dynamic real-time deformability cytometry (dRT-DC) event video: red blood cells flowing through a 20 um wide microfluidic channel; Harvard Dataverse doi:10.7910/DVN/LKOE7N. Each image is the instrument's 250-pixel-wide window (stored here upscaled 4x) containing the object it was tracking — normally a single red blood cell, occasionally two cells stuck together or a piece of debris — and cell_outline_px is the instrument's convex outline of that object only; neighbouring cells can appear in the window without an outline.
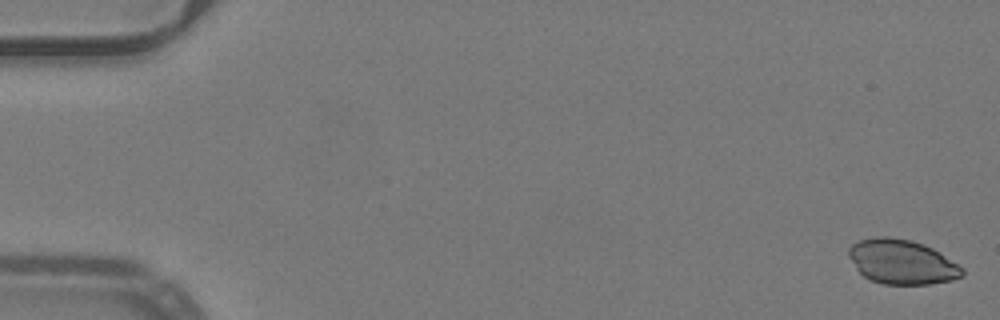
{"species": "common noctule bat (a hibernating species)", "species_latin": "Nyctalus noctula", "temperature_condition": "warm", "stored_images_in_passage": 51, "camera_frame_rate_fps": 3000, "um_per_image_px": 0.085, "animal": {"sex": "male", "body_mass_g": 19.2, "forearm_length_mm": 51.8}, "frame": {"image": 1, "passage_image": 1, "time_ms": 0.0, "image_size_px": [1000, 320], "cell_outline_px": [[964, 276], [952, 280], [928, 284], [884, 284], [872, 280], [864, 276], [856, 268], [848, 256], [848, 248], [852, 244], [860, 240], [876, 236], [888, 236], [912, 240], [924, 244], [932, 248], [964, 268]], "centroid_in_image_um": [76.66, 22.25], "position_along_channel_um": 8.3, "area_um2": 29.48}}